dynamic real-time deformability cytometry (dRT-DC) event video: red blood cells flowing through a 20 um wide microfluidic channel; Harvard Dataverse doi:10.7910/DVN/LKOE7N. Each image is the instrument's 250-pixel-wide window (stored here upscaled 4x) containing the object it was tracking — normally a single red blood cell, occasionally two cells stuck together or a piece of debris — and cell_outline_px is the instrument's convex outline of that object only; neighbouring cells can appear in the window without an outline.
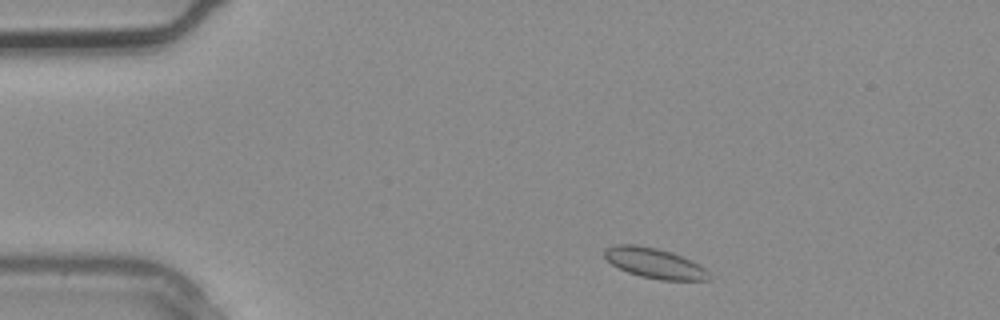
{"species": "common noctule bat (a hibernating species)", "species_latin": "Nyctalus noctula", "temperature_condition": "warm", "stored_images_in_passage": 2, "camera_frame_rate_fps": 3000, "um_per_image_px": 0.085, "animal": {"sex": "male", "body_mass_g": 20.4}, "frame": {"image": 1, "passage_image": 1, "time_ms": 0.0, "image_size_px": [1000, 320], "cell_outline_px": [[712, 280], [660, 280], [640, 276], [628, 272], [612, 264], [604, 256], [604, 248], [616, 244], [636, 244], [656, 248], [672, 252], [692, 260], [700, 264], [708, 272]], "centroid_in_image_um": [55.65, 22.36], "position_along_channel_um": 29.4, "area_um2": 18.5}}